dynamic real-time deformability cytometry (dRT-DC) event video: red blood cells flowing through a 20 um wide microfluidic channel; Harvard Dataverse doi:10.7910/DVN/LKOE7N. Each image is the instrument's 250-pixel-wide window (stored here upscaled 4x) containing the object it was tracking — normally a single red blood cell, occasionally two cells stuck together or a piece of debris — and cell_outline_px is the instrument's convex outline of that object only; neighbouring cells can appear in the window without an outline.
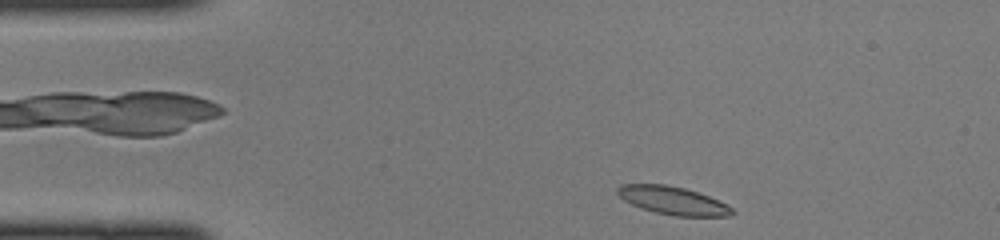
{"species": "common noctule bat (a hibernating species)", "species_latin": "Nyctalus noctula", "temperature_condition": "cold", "stored_images_in_passage": 40, "camera_frame_rate_fps": 3000, "um_per_image_px": 0.085, "animal": {"sex": "female", "body_mass_g": 22.0, "forearm_length_mm": 56.7}, "frame": {"image": 1, "passage_image": 1, "time_ms": 0.0, "image_size_px": [1000, 240], "cell_outline_px": [[736, 212], [732, 216], [676, 216], [656, 212], [640, 208], [624, 200], [616, 192], [616, 188], [620, 184], [664, 184], [684, 188], [708, 196], [732, 208]], "centroid_in_image_um": [57.16, 17.05], "position_along_channel_um": 27.8, "area_um2": 18.55}}
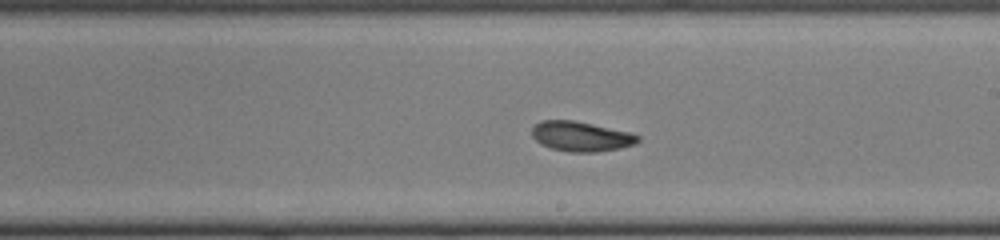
{"frame": {"image": 2, "passage_image": 20, "time_ms": 6.333, "image_size_px": [1000, 240], "cell_outline_px": [[640, 140], [636, 144], [620, 148], [596, 152], [568, 152], [552, 148], [540, 144], [532, 136], [532, 128], [540, 120], [572, 120], [632, 132], [640, 136]], "centroid_in_image_um": [49.41, 11.59], "position_along_channel_um": 239.6, "area_um2": 18.55}}
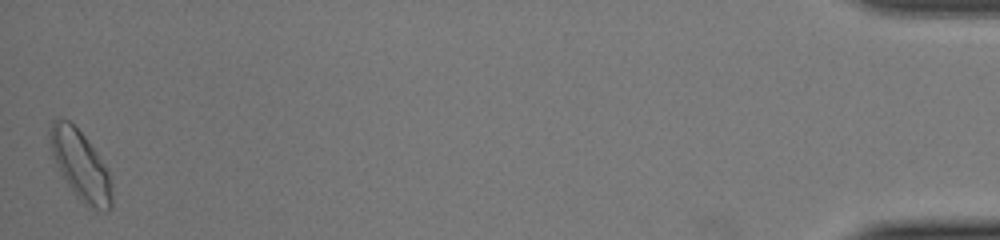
{"frame": {"image": 3, "passage_image": 40, "time_ms": 13.0, "image_size_px": [1000, 240], "cell_outline_px": [[112, 208], [108, 212], [92, 212], [72, 192], [52, 152], [48, 132], [52, 124], [56, 120], [68, 120], [84, 136], [96, 152], [108, 172], [112, 184]], "centroid_in_image_um": [6.9, 14.16], "position_along_channel_um": 428.3, "area_um2": 24.62}}